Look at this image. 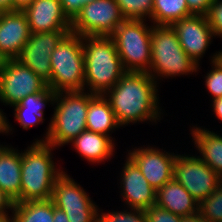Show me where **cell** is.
<instances>
[{
  "label": "cell",
  "instance_id": "6da1fadb",
  "mask_svg": "<svg viewBox=\"0 0 222 222\" xmlns=\"http://www.w3.org/2000/svg\"><path fill=\"white\" fill-rule=\"evenodd\" d=\"M157 84L147 72H125L103 95L121 127L161 119Z\"/></svg>",
  "mask_w": 222,
  "mask_h": 222
},
{
  "label": "cell",
  "instance_id": "7a4b0ae2",
  "mask_svg": "<svg viewBox=\"0 0 222 222\" xmlns=\"http://www.w3.org/2000/svg\"><path fill=\"white\" fill-rule=\"evenodd\" d=\"M83 53L84 90L89 93L104 95L126 72L111 37L84 36Z\"/></svg>",
  "mask_w": 222,
  "mask_h": 222
},
{
  "label": "cell",
  "instance_id": "3957f363",
  "mask_svg": "<svg viewBox=\"0 0 222 222\" xmlns=\"http://www.w3.org/2000/svg\"><path fill=\"white\" fill-rule=\"evenodd\" d=\"M27 148L21 152L20 202L49 200L56 180L65 171L52 160L53 146L35 141Z\"/></svg>",
  "mask_w": 222,
  "mask_h": 222
},
{
  "label": "cell",
  "instance_id": "277c9868",
  "mask_svg": "<svg viewBox=\"0 0 222 222\" xmlns=\"http://www.w3.org/2000/svg\"><path fill=\"white\" fill-rule=\"evenodd\" d=\"M95 94L83 91L56 92L54 114L45 137L36 142H46L58 148L68 145L74 138L86 130V117L89 101Z\"/></svg>",
  "mask_w": 222,
  "mask_h": 222
},
{
  "label": "cell",
  "instance_id": "5b68a950",
  "mask_svg": "<svg viewBox=\"0 0 222 222\" xmlns=\"http://www.w3.org/2000/svg\"><path fill=\"white\" fill-rule=\"evenodd\" d=\"M200 68L182 49L176 31L169 25H153L151 63L148 73L159 79L197 73ZM161 77V78H160Z\"/></svg>",
  "mask_w": 222,
  "mask_h": 222
},
{
  "label": "cell",
  "instance_id": "8992f818",
  "mask_svg": "<svg viewBox=\"0 0 222 222\" xmlns=\"http://www.w3.org/2000/svg\"><path fill=\"white\" fill-rule=\"evenodd\" d=\"M50 61L47 87L54 92L84 90L83 37L70 32L54 49Z\"/></svg>",
  "mask_w": 222,
  "mask_h": 222
},
{
  "label": "cell",
  "instance_id": "52a82bcc",
  "mask_svg": "<svg viewBox=\"0 0 222 222\" xmlns=\"http://www.w3.org/2000/svg\"><path fill=\"white\" fill-rule=\"evenodd\" d=\"M146 20L125 19L110 36L126 72H147L151 63L153 25Z\"/></svg>",
  "mask_w": 222,
  "mask_h": 222
},
{
  "label": "cell",
  "instance_id": "ba28073f",
  "mask_svg": "<svg viewBox=\"0 0 222 222\" xmlns=\"http://www.w3.org/2000/svg\"><path fill=\"white\" fill-rule=\"evenodd\" d=\"M124 20L116 0H94L71 20V32L81 37H110Z\"/></svg>",
  "mask_w": 222,
  "mask_h": 222
},
{
  "label": "cell",
  "instance_id": "9c48e42d",
  "mask_svg": "<svg viewBox=\"0 0 222 222\" xmlns=\"http://www.w3.org/2000/svg\"><path fill=\"white\" fill-rule=\"evenodd\" d=\"M173 178L200 203L218 187L222 178L198 156L177 154Z\"/></svg>",
  "mask_w": 222,
  "mask_h": 222
},
{
  "label": "cell",
  "instance_id": "30bf717a",
  "mask_svg": "<svg viewBox=\"0 0 222 222\" xmlns=\"http://www.w3.org/2000/svg\"><path fill=\"white\" fill-rule=\"evenodd\" d=\"M51 200L69 222H97L98 206L66 172L56 180Z\"/></svg>",
  "mask_w": 222,
  "mask_h": 222
},
{
  "label": "cell",
  "instance_id": "8fae6325",
  "mask_svg": "<svg viewBox=\"0 0 222 222\" xmlns=\"http://www.w3.org/2000/svg\"><path fill=\"white\" fill-rule=\"evenodd\" d=\"M47 88V83L17 58L9 59L0 74V103L13 106L30 94Z\"/></svg>",
  "mask_w": 222,
  "mask_h": 222
},
{
  "label": "cell",
  "instance_id": "7c38bea8",
  "mask_svg": "<svg viewBox=\"0 0 222 222\" xmlns=\"http://www.w3.org/2000/svg\"><path fill=\"white\" fill-rule=\"evenodd\" d=\"M70 32L71 30H54L31 33L17 59L47 82L51 78L50 57Z\"/></svg>",
  "mask_w": 222,
  "mask_h": 222
},
{
  "label": "cell",
  "instance_id": "4fadbf2b",
  "mask_svg": "<svg viewBox=\"0 0 222 222\" xmlns=\"http://www.w3.org/2000/svg\"><path fill=\"white\" fill-rule=\"evenodd\" d=\"M162 150L148 145L144 148L132 149L127 155L156 191L173 179L174 162L177 156Z\"/></svg>",
  "mask_w": 222,
  "mask_h": 222
},
{
  "label": "cell",
  "instance_id": "5bb4252c",
  "mask_svg": "<svg viewBox=\"0 0 222 222\" xmlns=\"http://www.w3.org/2000/svg\"><path fill=\"white\" fill-rule=\"evenodd\" d=\"M171 26L176 31L184 52L199 67V61L215 37L207 16L191 15L175 21Z\"/></svg>",
  "mask_w": 222,
  "mask_h": 222
},
{
  "label": "cell",
  "instance_id": "9a60e30c",
  "mask_svg": "<svg viewBox=\"0 0 222 222\" xmlns=\"http://www.w3.org/2000/svg\"><path fill=\"white\" fill-rule=\"evenodd\" d=\"M122 169L120 194L127 208L147 210L156 205L157 191L148 183L138 166L128 156Z\"/></svg>",
  "mask_w": 222,
  "mask_h": 222
},
{
  "label": "cell",
  "instance_id": "2e32d148",
  "mask_svg": "<svg viewBox=\"0 0 222 222\" xmlns=\"http://www.w3.org/2000/svg\"><path fill=\"white\" fill-rule=\"evenodd\" d=\"M23 12L31 33L71 30V20L64 13L60 0H33Z\"/></svg>",
  "mask_w": 222,
  "mask_h": 222
},
{
  "label": "cell",
  "instance_id": "e0dca14e",
  "mask_svg": "<svg viewBox=\"0 0 222 222\" xmlns=\"http://www.w3.org/2000/svg\"><path fill=\"white\" fill-rule=\"evenodd\" d=\"M30 34L23 11L0 12V51L9 59L20 56Z\"/></svg>",
  "mask_w": 222,
  "mask_h": 222
},
{
  "label": "cell",
  "instance_id": "ac0fdd59",
  "mask_svg": "<svg viewBox=\"0 0 222 222\" xmlns=\"http://www.w3.org/2000/svg\"><path fill=\"white\" fill-rule=\"evenodd\" d=\"M156 205L182 217L199 212L198 201L174 178L157 191Z\"/></svg>",
  "mask_w": 222,
  "mask_h": 222
},
{
  "label": "cell",
  "instance_id": "d6986e66",
  "mask_svg": "<svg viewBox=\"0 0 222 222\" xmlns=\"http://www.w3.org/2000/svg\"><path fill=\"white\" fill-rule=\"evenodd\" d=\"M112 139L111 136L85 130L69 143L73 144V148L81 158L92 162L91 164L96 162L99 164L105 160L109 161L113 156L116 146Z\"/></svg>",
  "mask_w": 222,
  "mask_h": 222
},
{
  "label": "cell",
  "instance_id": "ffe728a7",
  "mask_svg": "<svg viewBox=\"0 0 222 222\" xmlns=\"http://www.w3.org/2000/svg\"><path fill=\"white\" fill-rule=\"evenodd\" d=\"M0 144V188L14 201L20 202L21 153Z\"/></svg>",
  "mask_w": 222,
  "mask_h": 222
},
{
  "label": "cell",
  "instance_id": "44dd1931",
  "mask_svg": "<svg viewBox=\"0 0 222 222\" xmlns=\"http://www.w3.org/2000/svg\"><path fill=\"white\" fill-rule=\"evenodd\" d=\"M56 92L47 87L44 91L26 96L14 104V116L20 126L27 130L34 125L43 123L44 111L47 103L54 105Z\"/></svg>",
  "mask_w": 222,
  "mask_h": 222
},
{
  "label": "cell",
  "instance_id": "7402d4cb",
  "mask_svg": "<svg viewBox=\"0 0 222 222\" xmlns=\"http://www.w3.org/2000/svg\"><path fill=\"white\" fill-rule=\"evenodd\" d=\"M191 135L201 155L198 157L222 178V135L197 126H193Z\"/></svg>",
  "mask_w": 222,
  "mask_h": 222
},
{
  "label": "cell",
  "instance_id": "603a6c76",
  "mask_svg": "<svg viewBox=\"0 0 222 222\" xmlns=\"http://www.w3.org/2000/svg\"><path fill=\"white\" fill-rule=\"evenodd\" d=\"M120 127L109 101L103 95H95L89 101L86 130L110 136V132Z\"/></svg>",
  "mask_w": 222,
  "mask_h": 222
},
{
  "label": "cell",
  "instance_id": "cb8c5ba5",
  "mask_svg": "<svg viewBox=\"0 0 222 222\" xmlns=\"http://www.w3.org/2000/svg\"><path fill=\"white\" fill-rule=\"evenodd\" d=\"M11 222H53V202L37 200L14 203Z\"/></svg>",
  "mask_w": 222,
  "mask_h": 222
},
{
  "label": "cell",
  "instance_id": "d4e9b609",
  "mask_svg": "<svg viewBox=\"0 0 222 222\" xmlns=\"http://www.w3.org/2000/svg\"><path fill=\"white\" fill-rule=\"evenodd\" d=\"M193 15L186 0H153L152 24L169 25Z\"/></svg>",
  "mask_w": 222,
  "mask_h": 222
},
{
  "label": "cell",
  "instance_id": "484cf974",
  "mask_svg": "<svg viewBox=\"0 0 222 222\" xmlns=\"http://www.w3.org/2000/svg\"><path fill=\"white\" fill-rule=\"evenodd\" d=\"M125 19L146 20L152 23L153 0H116Z\"/></svg>",
  "mask_w": 222,
  "mask_h": 222
},
{
  "label": "cell",
  "instance_id": "4316f807",
  "mask_svg": "<svg viewBox=\"0 0 222 222\" xmlns=\"http://www.w3.org/2000/svg\"><path fill=\"white\" fill-rule=\"evenodd\" d=\"M208 222H222V181L219 187L199 203V212Z\"/></svg>",
  "mask_w": 222,
  "mask_h": 222
},
{
  "label": "cell",
  "instance_id": "83f0119b",
  "mask_svg": "<svg viewBox=\"0 0 222 222\" xmlns=\"http://www.w3.org/2000/svg\"><path fill=\"white\" fill-rule=\"evenodd\" d=\"M220 51L210 59L212 70L205 76V86L212 95V100L222 97V60L219 58Z\"/></svg>",
  "mask_w": 222,
  "mask_h": 222
},
{
  "label": "cell",
  "instance_id": "f1b7e54d",
  "mask_svg": "<svg viewBox=\"0 0 222 222\" xmlns=\"http://www.w3.org/2000/svg\"><path fill=\"white\" fill-rule=\"evenodd\" d=\"M100 211L103 210L98 209L97 222H147L146 212L143 209L130 208L101 214Z\"/></svg>",
  "mask_w": 222,
  "mask_h": 222
},
{
  "label": "cell",
  "instance_id": "f546056e",
  "mask_svg": "<svg viewBox=\"0 0 222 222\" xmlns=\"http://www.w3.org/2000/svg\"><path fill=\"white\" fill-rule=\"evenodd\" d=\"M206 16L214 36L222 38V0H213Z\"/></svg>",
  "mask_w": 222,
  "mask_h": 222
},
{
  "label": "cell",
  "instance_id": "4dcf8cb0",
  "mask_svg": "<svg viewBox=\"0 0 222 222\" xmlns=\"http://www.w3.org/2000/svg\"><path fill=\"white\" fill-rule=\"evenodd\" d=\"M145 212L147 222H181L182 220V216L173 214L157 205H153Z\"/></svg>",
  "mask_w": 222,
  "mask_h": 222
},
{
  "label": "cell",
  "instance_id": "1f68e13d",
  "mask_svg": "<svg viewBox=\"0 0 222 222\" xmlns=\"http://www.w3.org/2000/svg\"><path fill=\"white\" fill-rule=\"evenodd\" d=\"M94 0H60L64 13L72 20L84 4Z\"/></svg>",
  "mask_w": 222,
  "mask_h": 222
},
{
  "label": "cell",
  "instance_id": "d6a6232c",
  "mask_svg": "<svg viewBox=\"0 0 222 222\" xmlns=\"http://www.w3.org/2000/svg\"><path fill=\"white\" fill-rule=\"evenodd\" d=\"M186 2L193 15H207L213 0H186Z\"/></svg>",
  "mask_w": 222,
  "mask_h": 222
},
{
  "label": "cell",
  "instance_id": "836d02e7",
  "mask_svg": "<svg viewBox=\"0 0 222 222\" xmlns=\"http://www.w3.org/2000/svg\"><path fill=\"white\" fill-rule=\"evenodd\" d=\"M14 201L0 188V220H9L8 209L12 212ZM7 209V210H6Z\"/></svg>",
  "mask_w": 222,
  "mask_h": 222
},
{
  "label": "cell",
  "instance_id": "e575fe53",
  "mask_svg": "<svg viewBox=\"0 0 222 222\" xmlns=\"http://www.w3.org/2000/svg\"><path fill=\"white\" fill-rule=\"evenodd\" d=\"M11 125H9L8 119L5 116V113H3V110L0 109V133L3 134H9V132L12 131Z\"/></svg>",
  "mask_w": 222,
  "mask_h": 222
},
{
  "label": "cell",
  "instance_id": "d590c367",
  "mask_svg": "<svg viewBox=\"0 0 222 222\" xmlns=\"http://www.w3.org/2000/svg\"><path fill=\"white\" fill-rule=\"evenodd\" d=\"M33 0H12V11H24Z\"/></svg>",
  "mask_w": 222,
  "mask_h": 222
},
{
  "label": "cell",
  "instance_id": "8d00e7d4",
  "mask_svg": "<svg viewBox=\"0 0 222 222\" xmlns=\"http://www.w3.org/2000/svg\"><path fill=\"white\" fill-rule=\"evenodd\" d=\"M53 222H69L64 211L58 209L53 203Z\"/></svg>",
  "mask_w": 222,
  "mask_h": 222
},
{
  "label": "cell",
  "instance_id": "74e56055",
  "mask_svg": "<svg viewBox=\"0 0 222 222\" xmlns=\"http://www.w3.org/2000/svg\"><path fill=\"white\" fill-rule=\"evenodd\" d=\"M213 112L218 120L222 121V97L212 100Z\"/></svg>",
  "mask_w": 222,
  "mask_h": 222
},
{
  "label": "cell",
  "instance_id": "f35d334b",
  "mask_svg": "<svg viewBox=\"0 0 222 222\" xmlns=\"http://www.w3.org/2000/svg\"><path fill=\"white\" fill-rule=\"evenodd\" d=\"M181 222H208L199 213L191 216L182 217Z\"/></svg>",
  "mask_w": 222,
  "mask_h": 222
},
{
  "label": "cell",
  "instance_id": "ab89813d",
  "mask_svg": "<svg viewBox=\"0 0 222 222\" xmlns=\"http://www.w3.org/2000/svg\"><path fill=\"white\" fill-rule=\"evenodd\" d=\"M12 11V0H0V12Z\"/></svg>",
  "mask_w": 222,
  "mask_h": 222
},
{
  "label": "cell",
  "instance_id": "60d3db41",
  "mask_svg": "<svg viewBox=\"0 0 222 222\" xmlns=\"http://www.w3.org/2000/svg\"><path fill=\"white\" fill-rule=\"evenodd\" d=\"M9 60V58L0 51V74L3 71V69L5 68V65L7 63V61Z\"/></svg>",
  "mask_w": 222,
  "mask_h": 222
},
{
  "label": "cell",
  "instance_id": "b9f144b4",
  "mask_svg": "<svg viewBox=\"0 0 222 222\" xmlns=\"http://www.w3.org/2000/svg\"><path fill=\"white\" fill-rule=\"evenodd\" d=\"M0 222H11V219H9V220H0Z\"/></svg>",
  "mask_w": 222,
  "mask_h": 222
},
{
  "label": "cell",
  "instance_id": "7bdbcfd3",
  "mask_svg": "<svg viewBox=\"0 0 222 222\" xmlns=\"http://www.w3.org/2000/svg\"><path fill=\"white\" fill-rule=\"evenodd\" d=\"M219 58L222 60V51H220Z\"/></svg>",
  "mask_w": 222,
  "mask_h": 222
}]
</instances>
